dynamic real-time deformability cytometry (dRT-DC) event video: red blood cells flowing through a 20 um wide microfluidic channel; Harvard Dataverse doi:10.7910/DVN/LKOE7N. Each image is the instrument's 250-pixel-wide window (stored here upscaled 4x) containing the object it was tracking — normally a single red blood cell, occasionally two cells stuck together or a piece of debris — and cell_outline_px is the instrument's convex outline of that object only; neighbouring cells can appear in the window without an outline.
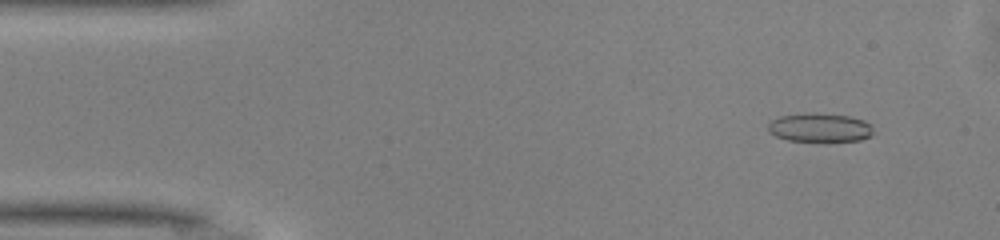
{"species": "common noctule bat (a hibernating species)", "species_latin": "Nyctalus noctula", "temperature_condition": "warm", "stored_images_in_passage": 48, "camera_frame_rate_fps": 3000, "um_per_image_px": 0.085, "animal": {"sex": "male", "body_mass_g": 13.0, "forearm_length_mm": 53.1}, "frame": {"image": 1, "passage_image": 4, "time_ms": 1.0, "image_size_px": [1000, 240], "cell_outline_px": [[872, 136], [860, 140], [788, 140], [776, 136], [768, 132], [768, 124], [772, 120], [780, 116], [804, 112], [812, 112], [848, 116], [864, 120], [872, 124]], "centroid_in_image_um": [69.67, 10.82], "position_along_channel_um": 15.3, "area_um2": 17.57}}
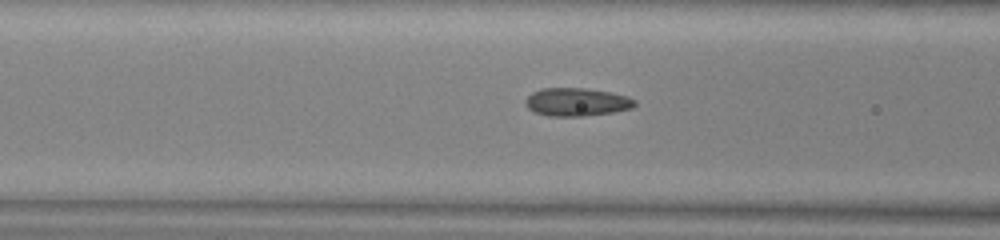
{"frame": {"image": 2, "passage_image": 18, "time_ms": 5.667, "image_size_px": [1000, 240], "cell_outline_px": [[636, 104], [632, 108], [612, 112], [584, 116], [548, 116], [536, 112], [528, 108], [524, 104], [524, 100], [532, 92], [540, 88], [584, 88], [608, 92], [628, 96], [636, 100]], "centroid_in_image_um": [49.0, 8.67], "position_along_channel_um": 117.6, "area_um2": 17.92}}
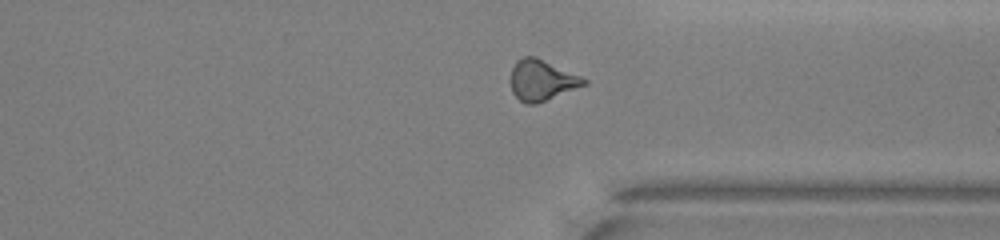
{"frame": {"image": 3, "passage_image": 36, "time_ms": 11.667, "image_size_px": [1000, 240], "cell_outline_px": [[588, 84], [536, 104], [524, 104], [512, 92], [508, 80], [512, 68], [516, 60], [524, 56], [536, 56], [580, 76], [588, 80]], "centroid_in_image_um": [46.01, 6.82], "position_along_channel_um": 365.4, "area_um2": 17.63}, "authors_computed_cell_mechanics": {"area_um2": 17.4556, "velocity_mm_per_s": 4.1598, "shape_relaxation_time_tau1_ms": 5.0869, "shape_relaxation_time_tau2_ms": 1.8, "deformation_change_tau1": 0.1353, "deformation_change_tau2": 0.0919}}